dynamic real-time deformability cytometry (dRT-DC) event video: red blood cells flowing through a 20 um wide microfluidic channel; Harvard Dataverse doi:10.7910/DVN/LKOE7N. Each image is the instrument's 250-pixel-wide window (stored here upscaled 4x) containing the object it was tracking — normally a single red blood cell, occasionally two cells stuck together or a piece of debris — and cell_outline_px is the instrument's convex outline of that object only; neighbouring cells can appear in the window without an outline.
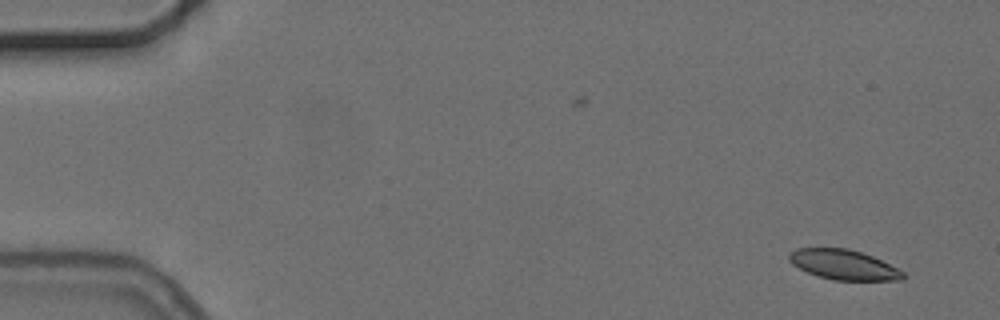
{"species": "common noctule bat (a hibernating species)", "species_latin": "Nyctalus noctula", "temperature_condition": "cold", "stored_images_in_passage": 5, "camera_frame_rate_fps": 3000, "um_per_image_px": 0.085, "animal": {"sex": "female", "body_mass_g": 24.6, "forearm_length_mm": 56.2}, "frame": {"image": 1, "passage_image": 1, "time_ms": 0.0, "image_size_px": [1000, 320], "cell_outline_px": [[904, 280], [832, 280], [808, 272], [792, 264], [788, 260], [788, 252], [796, 248], [848, 248], [872, 256], [904, 272]], "centroid_in_image_um": [71.67, 22.49], "position_along_channel_um": 13.3, "area_um2": 19.71}}
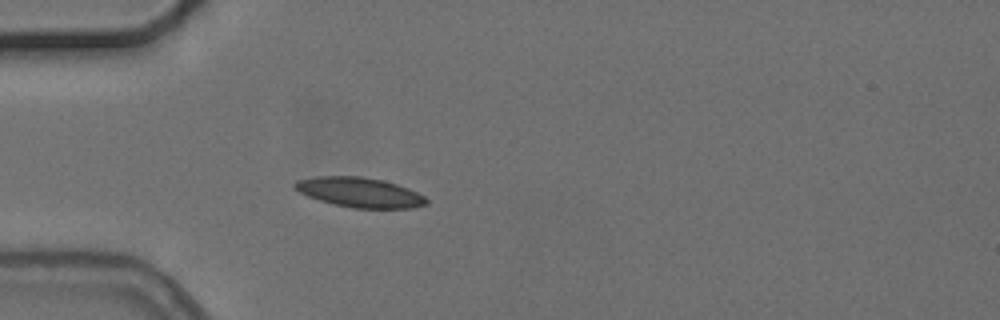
{"frame": {"image": 2, "passage_image": 5, "time_ms": 4.333, "image_size_px": [1000, 320], "cell_outline_px": [[428, 204], [412, 208], [352, 208], [332, 204], [308, 196], [300, 192], [292, 184], [296, 180], [316, 176], [360, 176], [384, 180], [408, 188], [424, 196], [428, 200]], "centroid_in_image_um": [30.57, 16.35], "position_along_channel_um": 54.4, "area_um2": 22.89}}